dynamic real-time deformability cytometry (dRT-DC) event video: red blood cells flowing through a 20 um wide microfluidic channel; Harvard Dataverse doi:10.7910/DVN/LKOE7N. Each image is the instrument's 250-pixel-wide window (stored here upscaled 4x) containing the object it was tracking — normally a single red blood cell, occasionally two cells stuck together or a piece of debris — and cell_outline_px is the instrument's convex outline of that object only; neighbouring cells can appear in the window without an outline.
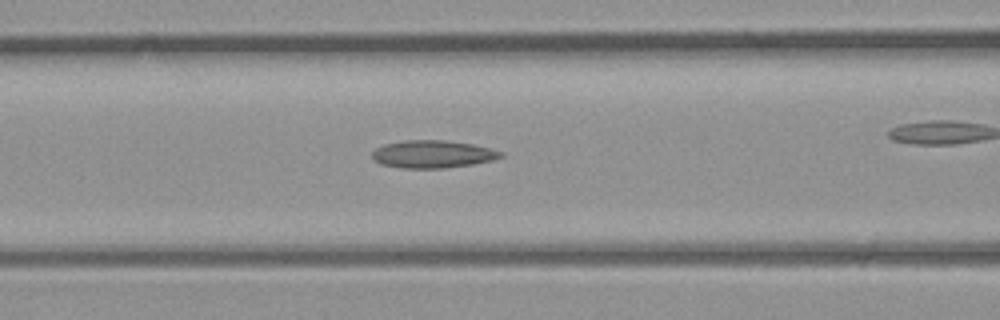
{"species": "common noctule bat (a hibernating species)", "species_latin": "Nyctalus noctula", "temperature_condition": "room temperature", "stored_images_in_passage": 29, "camera_frame_rate_fps": 3000, "um_per_image_px": 0.085, "animal": {"sex": "male", "body_mass_g": 23.1, "forearm_length_mm": 52.7}, "frame": {"image": 1, "passage_image": 13, "time_ms": 4.0, "image_size_px": [1000, 320], "cell_outline_px": [[504, 156], [492, 160], [472, 164], [444, 168], [400, 168], [380, 164], [372, 156], [372, 152], [376, 148], [384, 144], [404, 140], [444, 140], [472, 144], [504, 152]], "centroid_in_image_um": [36.77, 13.1], "position_along_channel_um": 129.8, "area_um2": 20.63}}
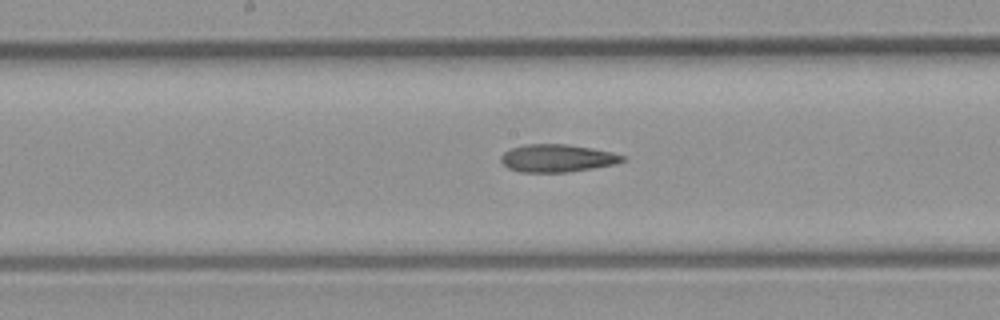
{"frame": {"image": 2, "passage_image": 17, "time_ms": 5.333, "image_size_px": [1000, 320], "cell_outline_px": [[628, 160], [616, 164], [568, 172], [520, 172], [508, 168], [500, 160], [500, 156], [504, 152], [512, 148], [524, 144], [568, 144], [612, 152], [624, 156]], "centroid_in_image_um": [47.37, 13.44], "position_along_channel_um": 200.8, "area_um2": 19.65}}